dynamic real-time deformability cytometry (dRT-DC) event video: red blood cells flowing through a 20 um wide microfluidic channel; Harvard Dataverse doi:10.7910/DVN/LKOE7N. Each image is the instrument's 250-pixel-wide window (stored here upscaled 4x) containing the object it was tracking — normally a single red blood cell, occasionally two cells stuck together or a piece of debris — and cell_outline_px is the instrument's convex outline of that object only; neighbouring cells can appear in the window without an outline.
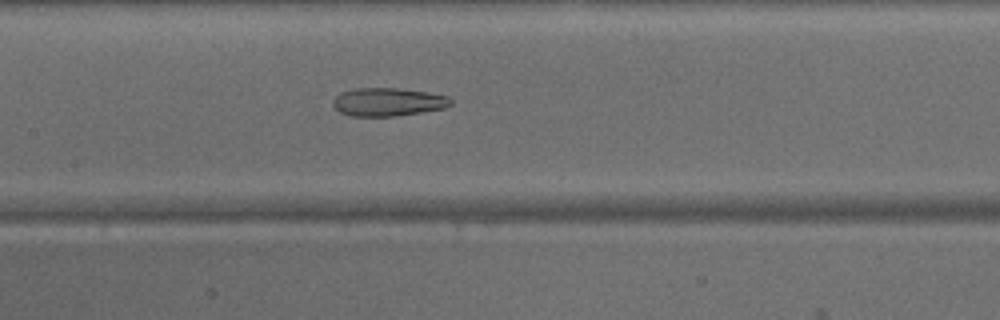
{"species": "common noctule bat (a hibernating species)", "species_latin": "Nyctalus noctula", "temperature_condition": "warm", "stored_images_in_passage": 38, "camera_frame_rate_fps": 3000, "um_per_image_px": 0.085, "animal": {"sex": "male", "body_mass_g": 15.6}, "frame": {"image": 1, "passage_image": 22, "time_ms": 7.0, "image_size_px": [1000, 320], "cell_outline_px": [[452, 104], [444, 108], [396, 116], [352, 116], [340, 112], [332, 104], [332, 100], [340, 92], [352, 88], [396, 88], [428, 92], [448, 96], [452, 100]], "centroid_in_image_um": [32.96, 8.66], "position_along_channel_um": 174.4, "area_um2": 19.42}}
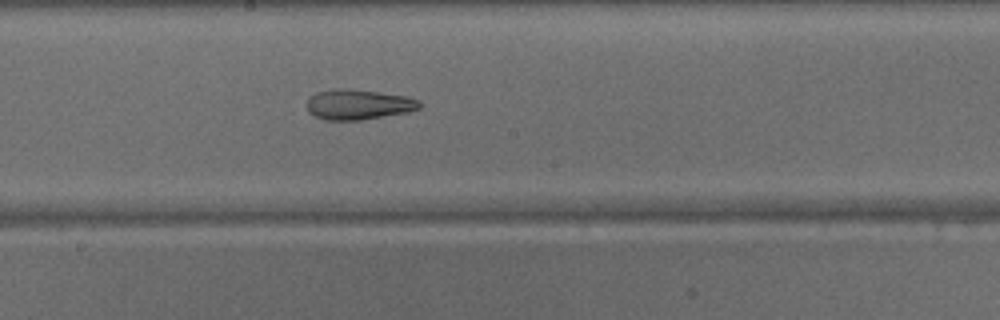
{"frame": {"image": 2, "passage_image": 25, "time_ms": 8.0, "image_size_px": [1000, 320], "cell_outline_px": [[420, 108], [408, 112], [360, 120], [324, 120], [308, 112], [308, 96], [316, 92], [336, 88], [344, 88], [408, 96], [420, 100]], "centroid_in_image_um": [30.45, 8.88], "position_along_channel_um": 217.8, "area_um2": 19.83}}
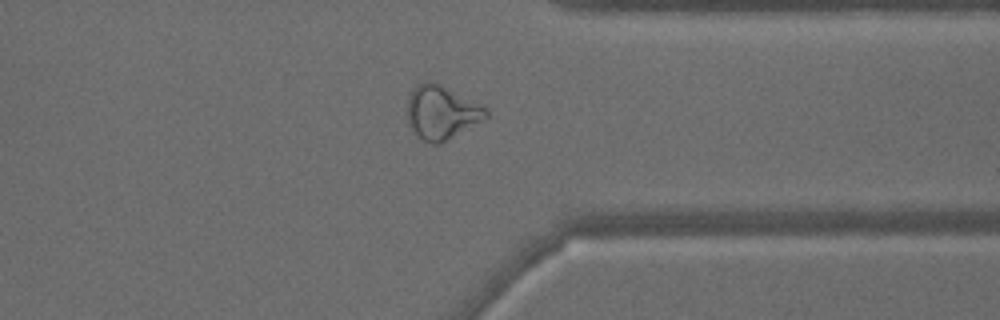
{"frame": {"image": 3, "passage_image": 36, "time_ms": 11.667, "image_size_px": [1000, 320], "cell_outline_px": [[488, 116], [484, 120], [440, 144], [432, 144], [416, 136], [408, 124], [408, 96], [416, 84], [424, 80], [428, 80], [440, 84], [484, 104], [488, 112]], "centroid_in_image_um": [37.54, 9.54], "position_along_channel_um": 373.9, "area_um2": 25.03}}